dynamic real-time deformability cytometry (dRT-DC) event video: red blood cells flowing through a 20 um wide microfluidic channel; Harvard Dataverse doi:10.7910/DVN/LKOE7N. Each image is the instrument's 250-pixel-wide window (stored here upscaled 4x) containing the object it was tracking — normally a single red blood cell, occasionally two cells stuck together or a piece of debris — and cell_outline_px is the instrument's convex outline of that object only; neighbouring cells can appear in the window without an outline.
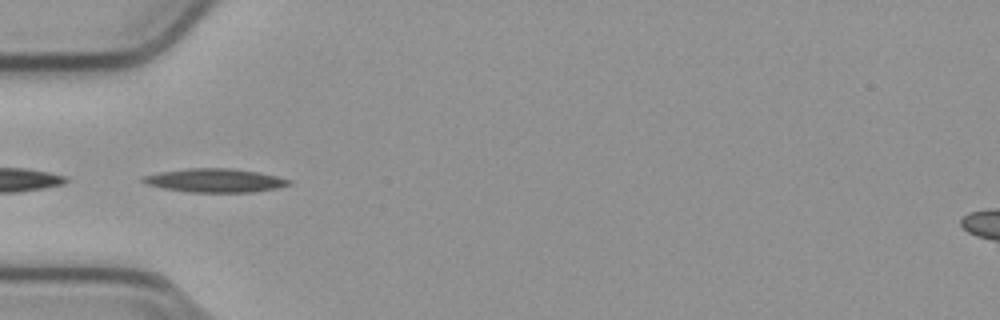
{"species": "common noctule bat (a hibernating species)", "species_latin": "Nyctalus noctula", "temperature_condition": "cold", "stored_images_in_passage": 23, "camera_frame_rate_fps": 3000, "um_per_image_px": 0.085, "animal": {"sex": "male", "body_mass_g": 23.1, "forearm_length_mm": 52.7}, "frame": {"image": 1, "passage_image": 4, "time_ms": 1.0, "image_size_px": [1000, 320], "cell_outline_px": [[292, 184], [276, 188], [252, 192], [188, 192], [164, 188], [148, 184], [140, 180], [140, 176], [160, 172], [188, 168], [232, 168], [260, 172], [292, 180]], "centroid_in_image_um": [18.28, 15.33], "position_along_channel_um": 66.7, "area_um2": 20.17}}
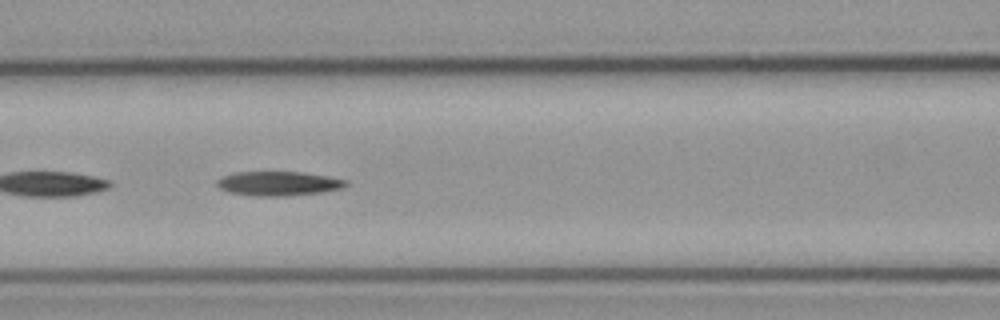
{"frame": {"image": 2, "passage_image": 10, "time_ms": 3.0, "image_size_px": [1000, 320], "cell_outline_px": [[348, 184], [340, 188], [320, 192], [284, 196], [256, 196], [228, 192], [220, 188], [216, 184], [216, 180], [224, 176], [236, 172], [304, 172], [328, 176], [348, 180]], "centroid_in_image_um": [23.66, 15.59], "position_along_channel_um": 142.9, "area_um2": 18.15}}
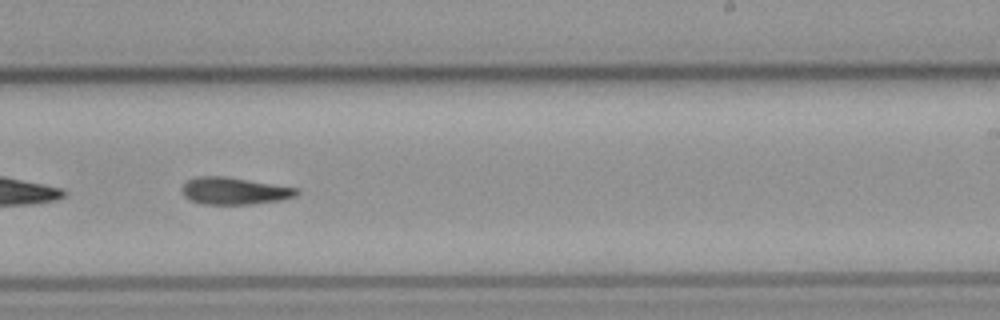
{"frame": {"image": 3, "passage_image": 20, "time_ms": 6.333, "image_size_px": [1000, 320], "cell_outline_px": [[300, 192], [296, 196], [280, 200], [252, 204], [204, 204], [192, 200], [184, 196], [180, 188], [188, 180], [196, 176], [224, 176], [296, 188]], "centroid_in_image_um": [19.88, 16.23], "position_along_channel_um": 269.1, "area_um2": 17.92}}